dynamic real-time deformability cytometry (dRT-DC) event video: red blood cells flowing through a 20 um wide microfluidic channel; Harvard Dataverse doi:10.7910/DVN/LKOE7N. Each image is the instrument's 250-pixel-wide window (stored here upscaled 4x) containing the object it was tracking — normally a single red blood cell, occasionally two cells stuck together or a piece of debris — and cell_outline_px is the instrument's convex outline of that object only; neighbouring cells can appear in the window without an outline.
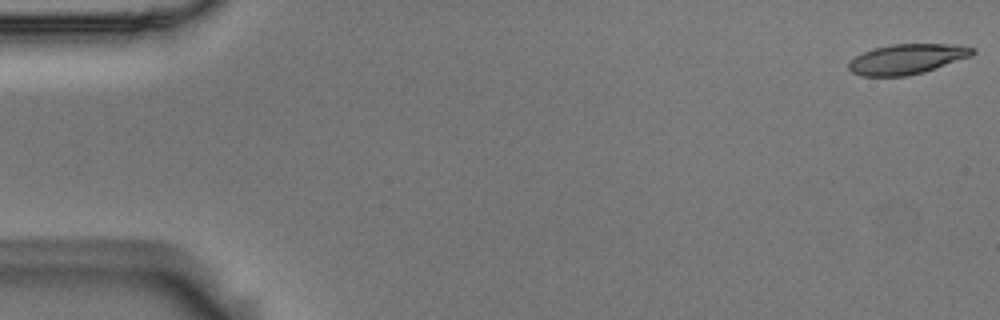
{"species": "Egyptian fruit bat (a non-hibernating species)", "species_latin": "Rousettus aegyptiacus", "temperature_condition": "room temperature", "stored_images_in_passage": 54, "camera_frame_rate_fps": 3000, "um_per_image_px": 0.085, "animal": {"sex": "male"}, "frame": {"image": 1, "passage_image": 1, "time_ms": 0.0, "image_size_px": [1000, 320], "cell_outline_px": [[976, 52], [972, 56], [924, 72], [908, 76], [860, 76], [852, 72], [848, 68], [848, 64], [856, 56], [864, 52], [876, 48], [892, 44], [944, 44], [976, 48]], "centroid_in_image_um": [77.11, 5.03], "position_along_channel_um": 7.9, "area_um2": 21.56}}
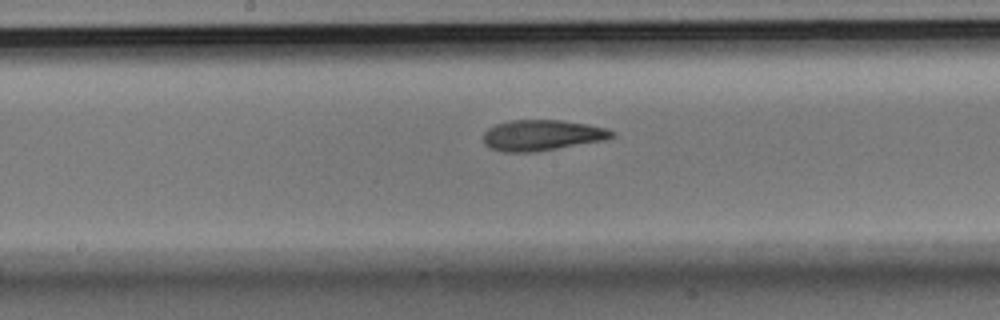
{"frame": {"image": 2, "passage_image": 28, "time_ms": 9.0, "image_size_px": [1000, 320], "cell_outline_px": [[616, 136], [604, 140], [536, 152], [504, 152], [492, 148], [484, 144], [484, 132], [488, 128], [496, 124], [512, 120], [560, 120], [608, 128], [616, 132]], "centroid_in_image_um": [46.09, 11.5], "position_along_channel_um": 202.1, "area_um2": 23.0}}
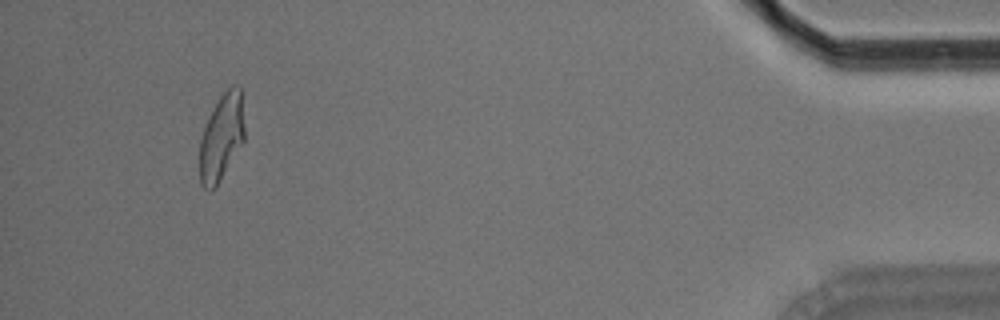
{"frame": {"image": 3, "passage_image": 51, "time_ms": 16.667, "image_size_px": [1000, 320], "cell_outline_px": [[244, 144], [216, 188], [204, 188], [200, 184], [200, 140], [204, 124], [220, 96], [232, 84], [236, 84], [240, 88], [244, 128]], "centroid_in_image_um": [18.84, 11.7], "position_along_channel_um": 416.4, "area_um2": 22.89}, "authors_computed_cell_mechanics": {"area_um2": 22.9755, "velocity_mm_per_s": 3.6914, "shape_relaxation_time_tau1_ms": 6.0122, "shape_relaxation_time_tau2_ms": 2.5142, "deformation_change_tau1": 0.2089, "deformation_change_tau2": 0.1112}}